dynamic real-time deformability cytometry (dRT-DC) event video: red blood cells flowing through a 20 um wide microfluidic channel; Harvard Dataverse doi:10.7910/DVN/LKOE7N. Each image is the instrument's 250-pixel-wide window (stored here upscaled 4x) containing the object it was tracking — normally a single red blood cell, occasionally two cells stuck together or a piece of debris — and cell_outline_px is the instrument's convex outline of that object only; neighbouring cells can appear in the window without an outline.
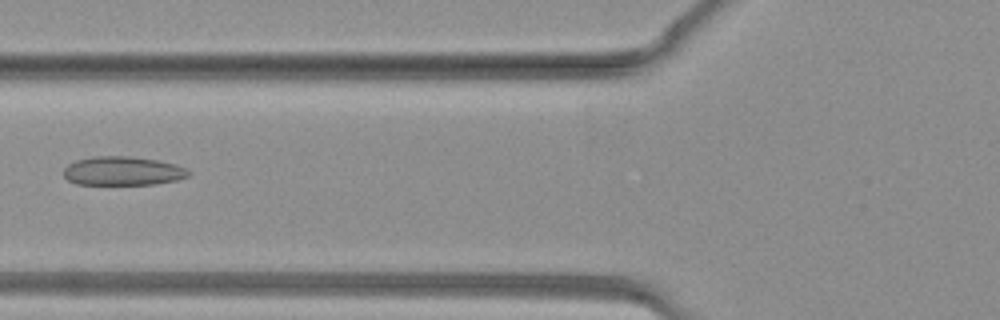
{"species": "common noctule bat (a hibernating species)", "species_latin": "Nyctalus noctula", "temperature_condition": "warm", "stored_images_in_passage": 27, "camera_frame_rate_fps": 3000, "um_per_image_px": 0.085, "animal": {"sex": "female", "body_mass_g": 19.3, "forearm_length_mm": 54.1}, "frame": {"image": 1, "passage_image": 4, "time_ms": 1.0, "image_size_px": [1000, 320], "cell_outline_px": [[192, 172], [188, 176], [176, 180], [152, 184], [76, 184], [68, 180], [64, 176], [64, 168], [68, 164], [76, 160], [92, 156], [128, 156], [156, 160], [176, 164], [188, 168]], "centroid_in_image_um": [10.44, 14.52], "position_along_channel_um": 115.4, "area_um2": 21.04}}
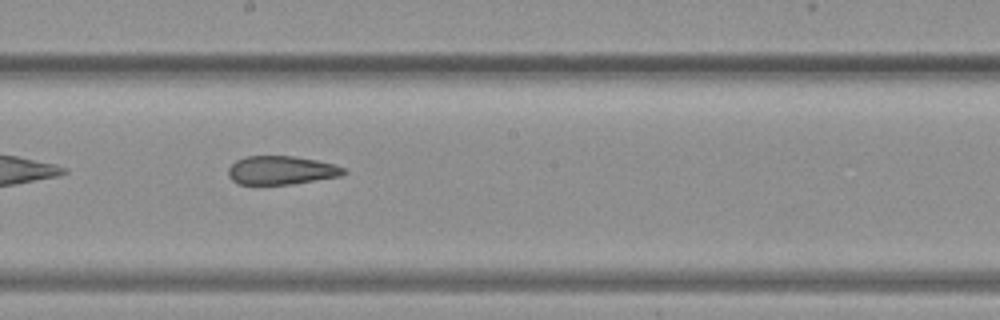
{"frame": {"image": 2, "passage_image": 10, "time_ms": 3.0, "image_size_px": [1000, 320], "cell_outline_px": [[348, 172], [340, 176], [288, 184], [240, 184], [232, 180], [228, 176], [228, 168], [236, 160], [248, 156], [292, 156], [316, 160], [332, 164], [344, 168]], "centroid_in_image_um": [23.88, 14.47], "position_along_channel_um": 224.3, "area_um2": 18.96}}
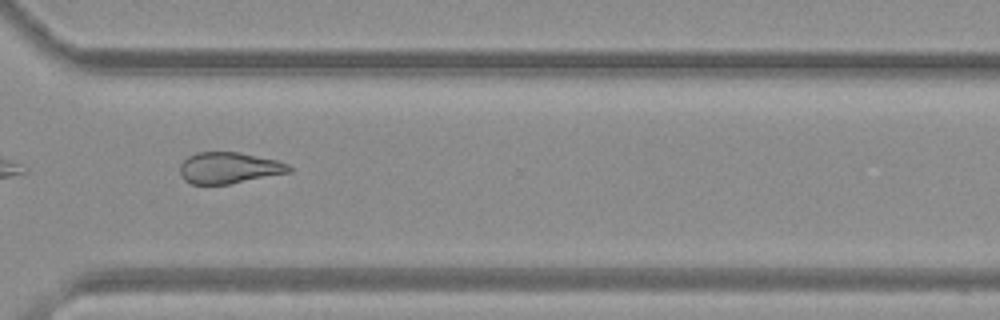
{"frame": {"image": 3, "passage_image": 17, "time_ms": 5.333, "image_size_px": [1000, 320], "cell_outline_px": [[292, 172], [228, 184], [192, 184], [184, 180], [180, 172], [180, 164], [188, 156], [196, 152], [240, 152], [276, 160], [288, 164], [292, 168]], "centroid_in_image_um": [19.46, 14.26], "position_along_channel_um": 351.1, "area_um2": 19.88}}